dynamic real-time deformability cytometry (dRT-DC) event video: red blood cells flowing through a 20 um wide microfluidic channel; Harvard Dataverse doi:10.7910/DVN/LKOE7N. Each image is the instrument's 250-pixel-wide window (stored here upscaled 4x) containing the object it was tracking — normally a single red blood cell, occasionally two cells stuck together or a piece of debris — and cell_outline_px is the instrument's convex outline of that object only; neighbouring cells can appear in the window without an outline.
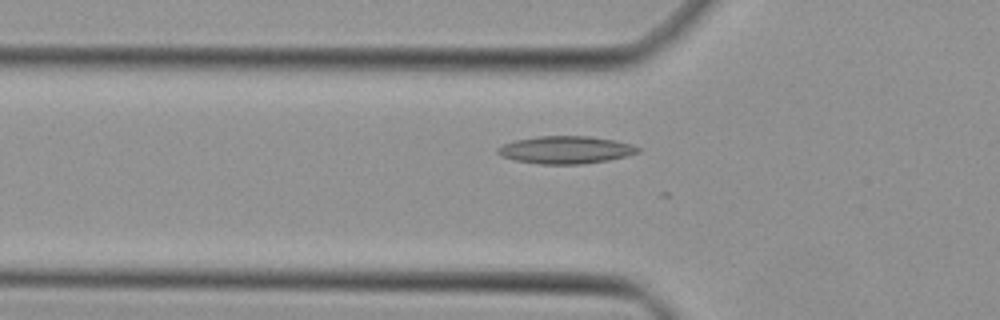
{"species": "Egyptian fruit bat (a non-hibernating species)", "species_latin": "Rousettus aegyptiacus", "temperature_condition": "cold", "stored_images_in_passage": 12, "camera_frame_rate_fps": 3000, "um_per_image_px": 0.085, "animal": {"sex": "female"}, "frame": {"image": 1, "passage_image": 10, "time_ms": 3.0, "image_size_px": [1000, 320], "cell_outline_px": [[640, 152], [628, 156], [608, 160], [580, 164], [540, 164], [516, 160], [500, 156], [496, 152], [496, 148], [504, 144], [516, 140], [536, 136], [588, 136], [616, 140], [632, 144], [640, 148]], "centroid_in_image_um": [48.1, 12.73], "position_along_channel_um": 77.7, "area_um2": 22.6}}